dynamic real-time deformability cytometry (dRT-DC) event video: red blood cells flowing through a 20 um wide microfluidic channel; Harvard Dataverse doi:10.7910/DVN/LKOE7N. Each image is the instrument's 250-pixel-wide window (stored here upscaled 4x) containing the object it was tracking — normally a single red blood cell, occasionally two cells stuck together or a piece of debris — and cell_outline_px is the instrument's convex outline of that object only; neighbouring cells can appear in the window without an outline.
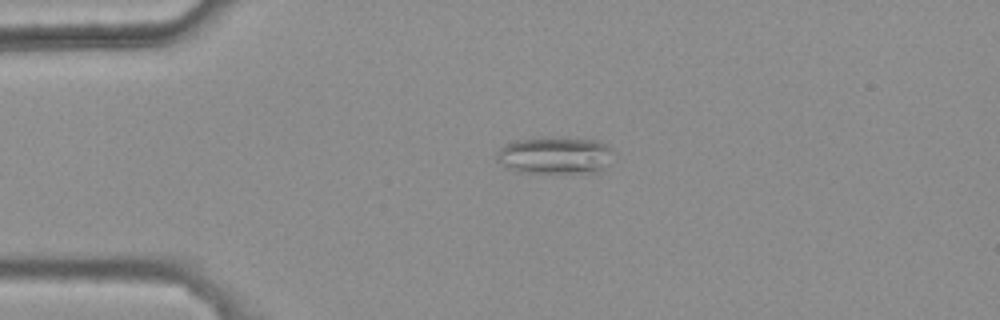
{"species": "common noctule bat (a hibernating species)", "species_latin": "Nyctalus noctula", "temperature_condition": "warm", "stored_images_in_passage": 36, "camera_frame_rate_fps": 3000, "um_per_image_px": 0.085, "animal": {"sex": "female", "body_mass_g": 25.1}, "frame": {"image": 1, "passage_image": 1, "time_ms": 0.0, "image_size_px": [1000, 320], "cell_outline_px": [[616, 152], [608, 164], [596, 172], [516, 172], [504, 168], [496, 160], [496, 152], [504, 144], [516, 140], [568, 136], [596, 140], [608, 144]], "centroid_in_image_um": [47.18, 13.18], "position_along_channel_um": 37.8, "area_um2": 25.84}}
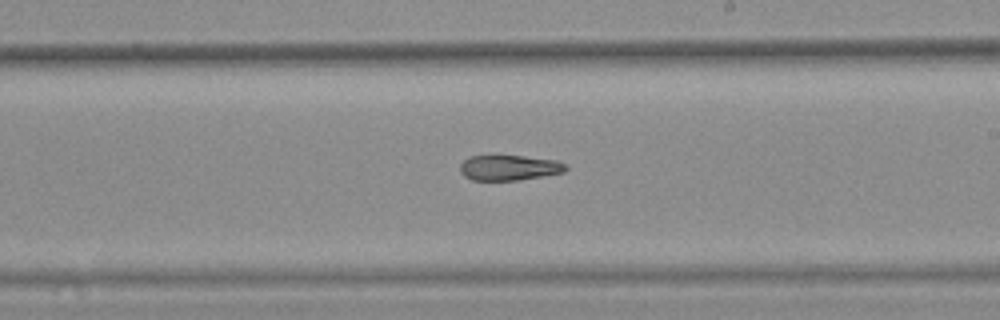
{"frame": {"image": 2, "passage_image": 20, "time_ms": 6.333, "image_size_px": [1000, 320], "cell_outline_px": [[568, 168], [564, 172], [520, 180], [472, 180], [464, 176], [460, 172], [460, 164], [468, 156], [524, 156], [556, 160], [568, 164]], "centroid_in_image_um": [43.29, 14.25], "position_along_channel_um": 245.7, "area_um2": 15.66}}
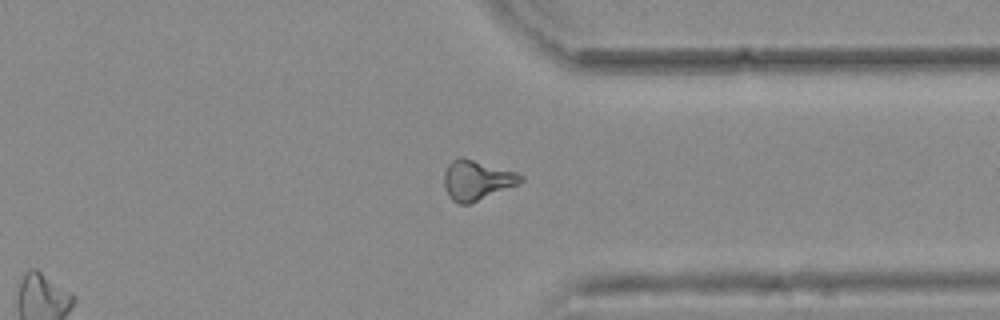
{"frame": {"image": 3, "passage_image": 30, "time_ms": 9.667, "image_size_px": [1000, 320], "cell_outline_px": [[524, 180], [520, 184], [468, 204], [460, 204], [452, 200], [448, 196], [444, 188], [444, 172], [448, 164], [452, 160], [460, 156], [464, 156], [516, 172], [524, 176]], "centroid_in_image_um": [40.52, 15.29], "position_along_channel_um": 370.9, "area_um2": 18.03}, "authors_computed_cell_mechanics": {"area_um2": 17.1666, "velocity_mm_per_s": 3.7986, "shape_relaxation_time_tau1_ms": null, "shape_relaxation_time_tau2_ms": 7.1586, "deformation_change_tau1": null, "deformation_change_tau2": 0.1885}}